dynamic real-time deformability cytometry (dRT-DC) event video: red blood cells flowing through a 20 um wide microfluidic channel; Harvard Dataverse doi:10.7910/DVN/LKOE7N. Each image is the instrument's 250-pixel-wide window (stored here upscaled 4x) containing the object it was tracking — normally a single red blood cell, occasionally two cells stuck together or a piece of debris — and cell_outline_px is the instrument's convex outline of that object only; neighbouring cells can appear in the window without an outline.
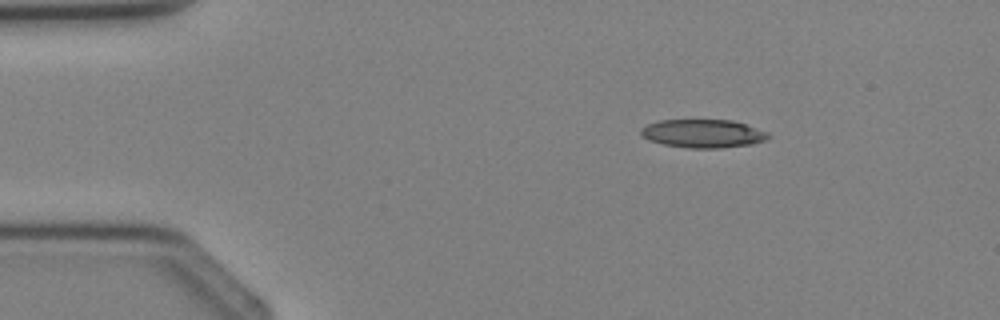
{"species": "Egyptian fruit bat (a non-hibernating species)", "species_latin": "Rousettus aegyptiacus", "temperature_condition": "cold", "stored_images_in_passage": 3, "camera_frame_rate_fps": 3000, "um_per_image_px": 0.085, "animal": {"sex": "female"}, "frame": {"image": 1, "passage_image": 1, "time_ms": 0.0, "image_size_px": [1000, 320], "cell_outline_px": [[772, 136], [768, 140], [752, 144], [720, 148], [688, 148], [664, 144], [648, 140], [640, 132], [640, 128], [648, 124], [660, 120], [732, 120], [768, 132]], "centroid_in_image_um": [59.79, 11.35], "position_along_channel_um": 25.2, "area_um2": 21.04}}